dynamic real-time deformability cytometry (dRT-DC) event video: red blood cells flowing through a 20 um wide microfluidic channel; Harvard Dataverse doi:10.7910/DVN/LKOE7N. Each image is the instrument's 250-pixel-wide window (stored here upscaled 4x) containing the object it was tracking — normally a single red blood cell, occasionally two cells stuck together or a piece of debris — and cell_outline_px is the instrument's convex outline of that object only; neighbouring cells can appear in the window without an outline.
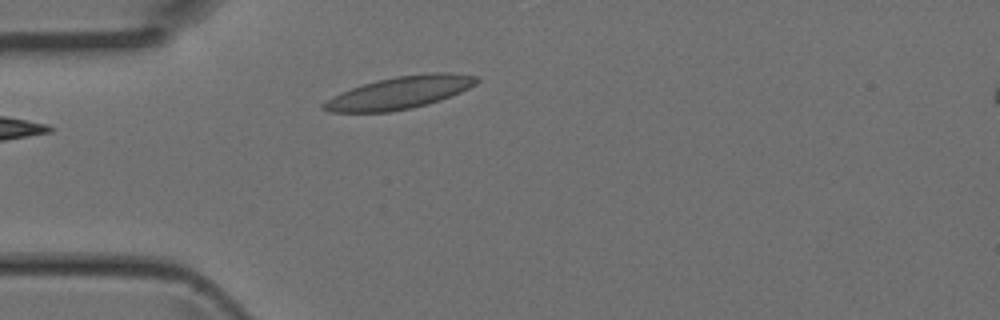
{"species": "Egyptian fruit bat (a non-hibernating species)", "species_latin": "Rousettus aegyptiacus", "temperature_condition": "room temperature", "stored_images_in_passage": 1, "camera_frame_rate_fps": 3000, "um_per_image_px": 0.085, "animal": {"sex": "female"}, "frame": {"image": 1, "passage_image": 1, "time_ms": 0.0, "image_size_px": [1000, 320], "cell_outline_px": [[480, 80], [476, 84], [460, 92], [440, 100], [412, 108], [388, 112], [328, 112], [320, 108], [320, 104], [332, 96], [340, 92], [376, 80], [396, 76], [428, 72], [452, 72], [480, 76]], "centroid_in_image_um": [33.98, 7.86], "position_along_channel_um": 51.0, "area_um2": 29.13}}